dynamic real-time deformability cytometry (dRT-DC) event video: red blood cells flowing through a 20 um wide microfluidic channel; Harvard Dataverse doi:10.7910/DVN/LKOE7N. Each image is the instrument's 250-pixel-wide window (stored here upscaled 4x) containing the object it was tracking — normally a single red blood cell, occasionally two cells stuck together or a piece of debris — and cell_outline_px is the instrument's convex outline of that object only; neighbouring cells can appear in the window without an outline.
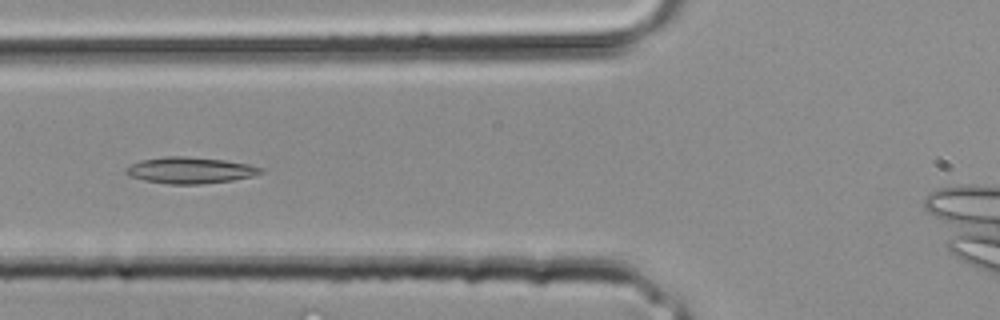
{"species": "common noctule bat (a hibernating species)", "species_latin": "Nyctalus noctula", "temperature_condition": "room temperature", "stored_images_in_passage": 30, "camera_frame_rate_fps": 3000, "um_per_image_px": 0.085, "animal": {"sex": "male", "body_mass_g": 20.4}, "frame": {"image": 1, "passage_image": 13, "time_ms": 4.0, "image_size_px": [1000, 320], "cell_outline_px": [[264, 172], [252, 176], [232, 180], [200, 184], [168, 184], [144, 180], [128, 176], [124, 172], [132, 164], [140, 160], [164, 156], [188, 156], [224, 160], [248, 164], [264, 168]], "centroid_in_image_um": [16.16, 14.47], "position_along_channel_um": 109.6, "area_um2": 20.69}}
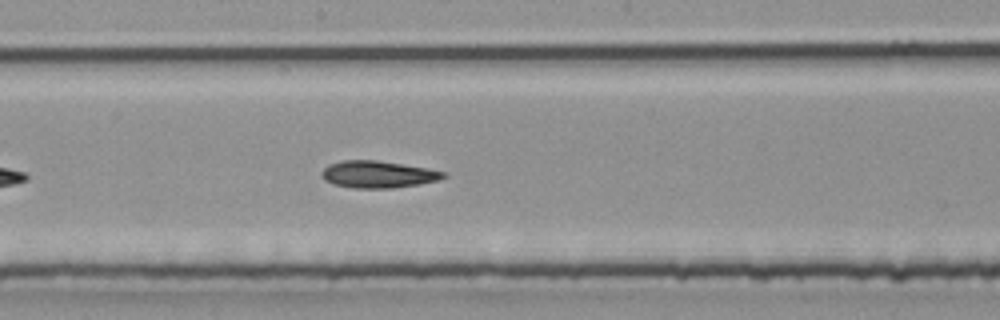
{"frame": {"image": 2, "passage_image": 18, "time_ms": 5.667, "image_size_px": [1000, 320], "cell_outline_px": [[448, 176], [436, 180], [420, 184], [392, 188], [352, 188], [336, 184], [324, 180], [320, 176], [320, 172], [328, 164], [340, 160], [376, 160], [428, 168], [448, 172]], "centroid_in_image_um": [32.12, 14.81], "position_along_channel_um": 216.1, "area_um2": 19.31}}
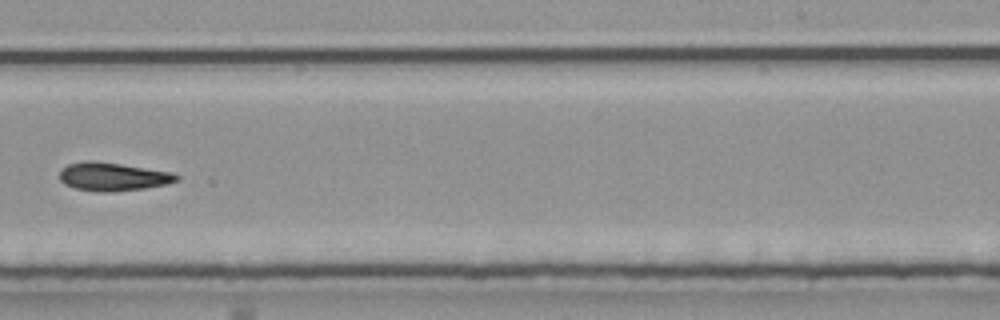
{"frame": {"image": 3, "passage_image": 21, "time_ms": 6.667, "image_size_px": [1000, 320], "cell_outline_px": [[180, 180], [164, 184], [144, 188], [112, 192], [100, 192], [76, 188], [64, 184], [60, 180], [60, 168], [68, 164], [84, 160], [92, 160], [120, 164], [172, 172], [180, 176]], "centroid_in_image_um": [9.57, 15.01], "position_along_channel_um": 279.4, "area_um2": 19.31}}